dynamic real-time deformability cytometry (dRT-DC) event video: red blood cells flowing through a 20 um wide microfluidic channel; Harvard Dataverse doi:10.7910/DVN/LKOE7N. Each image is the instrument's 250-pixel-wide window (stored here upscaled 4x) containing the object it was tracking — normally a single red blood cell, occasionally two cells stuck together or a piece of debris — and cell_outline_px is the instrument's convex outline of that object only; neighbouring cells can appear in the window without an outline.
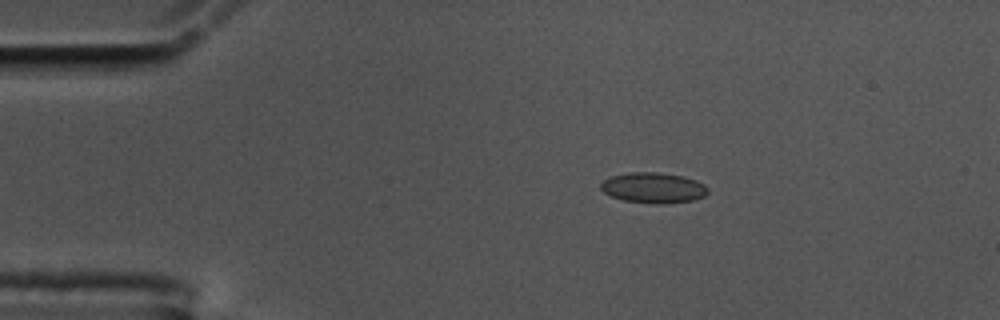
{"species": "common noctule bat (a hibernating species)", "species_latin": "Nyctalus noctula", "temperature_condition": "cold", "stored_images_in_passage": 48, "camera_frame_rate_fps": 3000, "um_per_image_px": 0.085, "animal": {"sex": "male", "body_mass_g": 17.5, "forearm_length_mm": 52.3}, "frame": {"image": 1, "passage_image": 10, "time_ms": 3.0, "image_size_px": [1000, 320], "cell_outline_px": [[708, 192], [704, 196], [692, 200], [664, 204], [656, 204], [624, 200], [612, 196], [604, 192], [600, 188], [600, 184], [604, 180], [612, 176], [628, 172], [656, 172], [684, 176], [696, 180], [704, 184], [708, 188]], "centroid_in_image_um": [55.55, 15.95], "position_along_channel_um": 29.5, "area_um2": 19.02}}
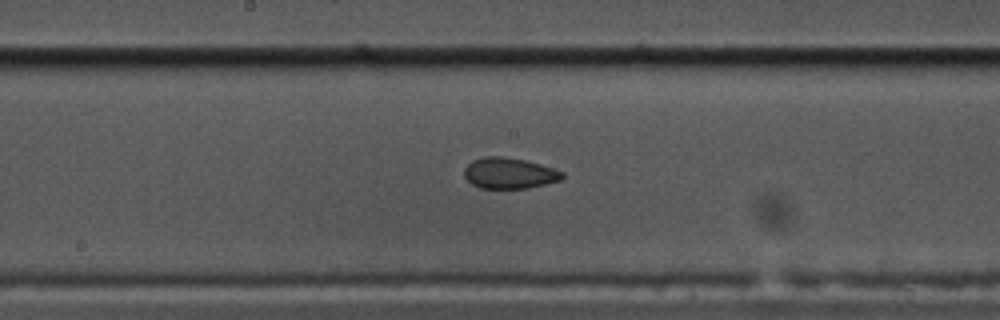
{"frame": {"image": 2, "passage_image": 29, "time_ms": 9.333, "image_size_px": [1000, 320], "cell_outline_px": [[564, 176], [560, 180], [528, 188], [480, 188], [472, 184], [464, 176], [464, 168], [472, 160], [484, 156], [500, 156], [524, 160], [540, 164], [564, 172]], "centroid_in_image_um": [43.26, 14.72], "position_along_channel_um": 204.9, "area_um2": 17.57}}
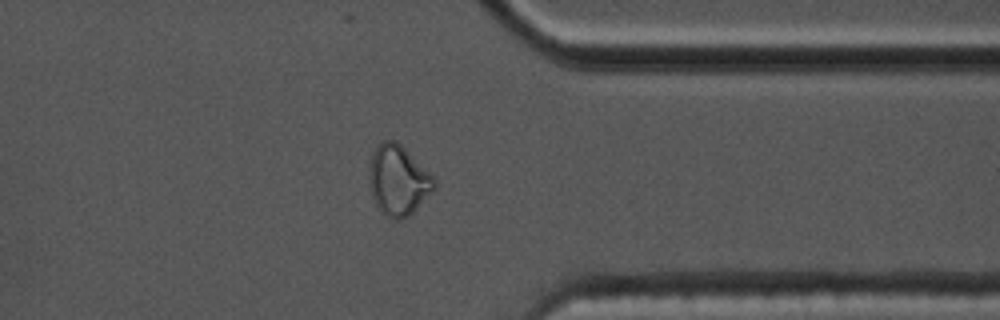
{"frame": {"image": 3, "passage_image": 44, "time_ms": 14.333, "image_size_px": [1000, 320], "cell_outline_px": [[436, 188], [408, 216], [400, 220], [396, 220], [380, 212], [372, 196], [368, 180], [368, 168], [372, 152], [384, 140], [396, 140], [436, 180]], "centroid_in_image_um": [33.81, 15.34], "position_along_channel_um": 377.6, "area_um2": 26.36}, "authors_computed_cell_mechanics": {"area_um2": 17.9469, "velocity_mm_per_s": 3.5712, "shape_relaxation_time_tau1_ms": null, "shape_relaxation_time_tau2_ms": 1.387, "deformation_change_tau1": null, "deformation_change_tau2": 0.0538}}